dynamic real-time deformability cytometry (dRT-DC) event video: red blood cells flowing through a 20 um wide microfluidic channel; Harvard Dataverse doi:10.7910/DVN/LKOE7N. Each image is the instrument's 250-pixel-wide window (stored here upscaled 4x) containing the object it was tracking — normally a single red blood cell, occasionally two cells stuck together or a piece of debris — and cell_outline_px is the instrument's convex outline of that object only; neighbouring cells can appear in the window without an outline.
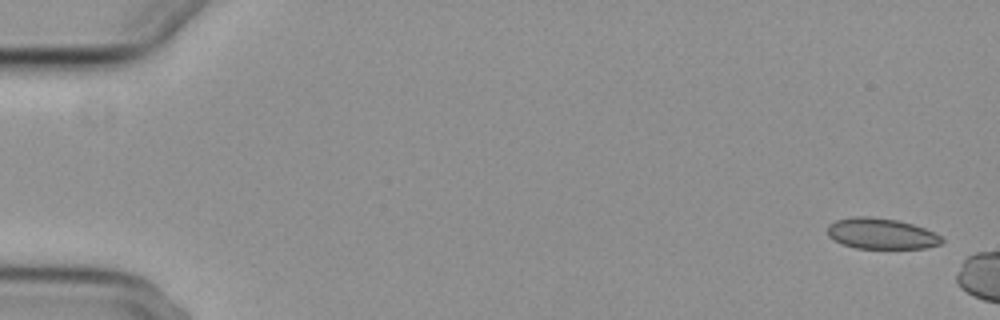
{"species": "common noctule bat (a hibernating species)", "species_latin": "Nyctalus noctula", "temperature_condition": "cold", "stored_images_in_passage": 3, "camera_frame_rate_fps": 3000, "um_per_image_px": 0.085, "animal": {"sex": "female", "body_mass_g": 29.2, "forearm_length_mm": 56.3}, "frame": {"image": 1, "passage_image": 1, "time_ms": 0.0, "image_size_px": [1000, 320], "cell_outline_px": [[944, 240], [940, 244], [924, 248], [856, 248], [840, 244], [832, 240], [828, 236], [828, 224], [836, 220], [856, 216], [864, 216], [896, 220], [912, 224], [924, 228], [940, 236]], "centroid_in_image_um": [74.85, 19.87], "position_along_channel_um": 10.1, "area_um2": 20.4}}